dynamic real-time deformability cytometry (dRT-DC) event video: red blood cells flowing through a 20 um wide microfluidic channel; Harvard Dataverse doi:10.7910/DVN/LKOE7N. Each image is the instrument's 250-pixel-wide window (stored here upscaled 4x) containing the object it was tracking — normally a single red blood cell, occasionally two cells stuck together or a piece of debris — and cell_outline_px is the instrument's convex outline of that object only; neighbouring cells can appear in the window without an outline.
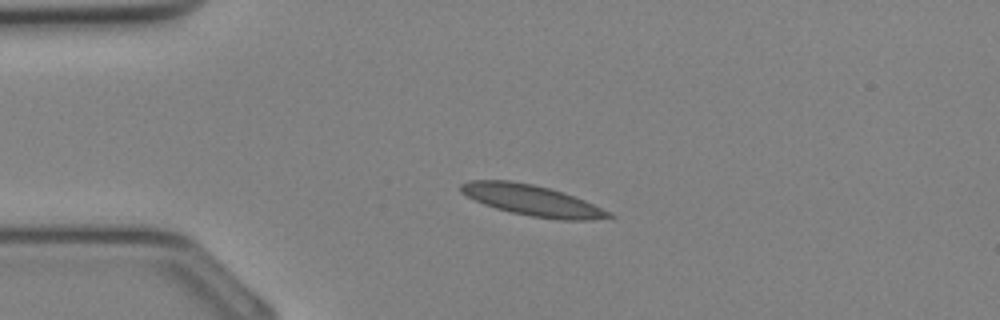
{"species": "Egyptian fruit bat (a non-hibernating species)", "species_latin": "Rousettus aegyptiacus", "temperature_condition": "cold", "stored_images_in_passage": 28, "camera_frame_rate_fps": 3000, "um_per_image_px": 0.085, "animal": {"sex": "female"}, "frame": {"image": 1, "passage_image": 1, "time_ms": 0.0, "image_size_px": [1000, 320], "cell_outline_px": [[616, 216], [592, 220], [560, 220], [532, 216], [512, 212], [496, 208], [484, 204], [460, 192], [460, 184], [468, 180], [512, 180], [532, 184], [564, 192], [584, 200], [612, 212]], "centroid_in_image_um": [45.25, 17.02], "position_along_channel_um": 39.7, "area_um2": 26.47}}
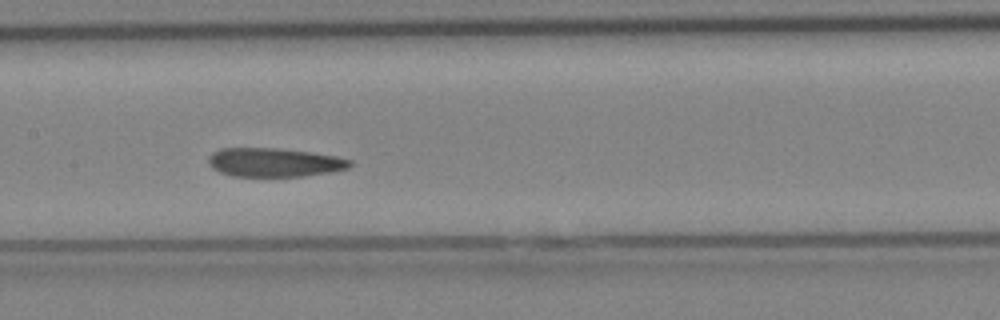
{"frame": {"image": 2, "passage_image": 10, "time_ms": 3.0, "image_size_px": [1000, 320], "cell_outline_px": [[352, 164], [348, 168], [328, 172], [304, 176], [232, 176], [220, 172], [212, 168], [208, 164], [208, 156], [212, 152], [220, 148], [280, 148], [312, 152], [336, 156], [352, 160]], "centroid_in_image_um": [23.28, 13.79], "position_along_channel_um": 184.1, "area_um2": 23.87}}
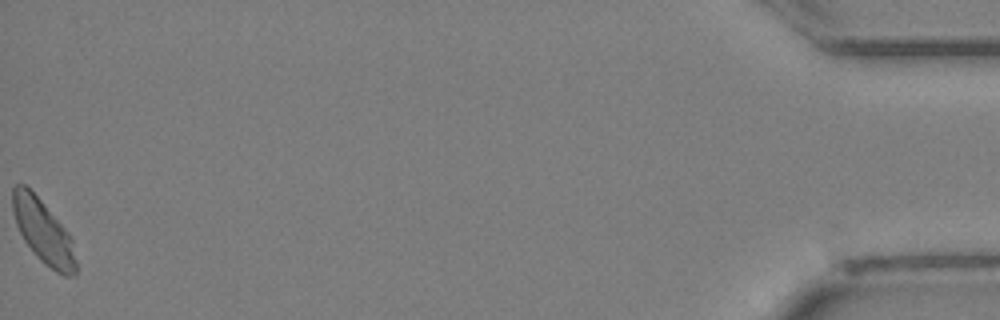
{"frame": {"image": 3, "passage_image": 28, "time_ms": 9.0, "image_size_px": [1000, 320], "cell_outline_px": [[76, 276], [64, 276], [56, 272], [44, 264], [36, 256], [24, 240], [16, 224], [12, 208], [12, 188], [16, 184], [24, 184], [40, 200], [68, 232], [72, 240], [76, 260]], "centroid_in_image_um": [3.67, 19.72], "position_along_channel_um": 431.5, "area_um2": 23.24}}